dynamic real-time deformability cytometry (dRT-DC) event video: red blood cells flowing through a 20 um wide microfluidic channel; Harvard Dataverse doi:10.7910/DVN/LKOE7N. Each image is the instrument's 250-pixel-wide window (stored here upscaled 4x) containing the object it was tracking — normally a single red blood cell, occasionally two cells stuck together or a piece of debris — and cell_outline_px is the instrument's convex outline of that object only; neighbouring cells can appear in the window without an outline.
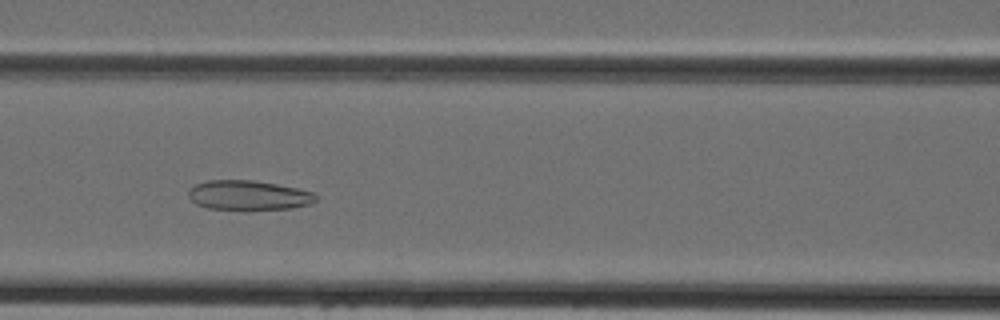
{"species": "Egyptian fruit bat (a non-hibernating species)", "species_latin": "Rousettus aegyptiacus", "temperature_condition": "cold", "stored_images_in_passage": 41, "camera_frame_rate_fps": 3000, "um_per_image_px": 0.085, "animal": {"sex": "female"}, "frame": {"image": 1, "passage_image": 16, "time_ms": 5.0, "image_size_px": [1000, 320], "cell_outline_px": [[316, 200], [312, 204], [292, 208], [208, 208], [196, 204], [188, 196], [188, 192], [196, 184], [208, 180], [252, 180], [276, 184], [296, 188], [312, 192], [316, 196]], "centroid_in_image_um": [21.13, 16.58], "position_along_channel_um": 145.5, "area_um2": 21.39}}
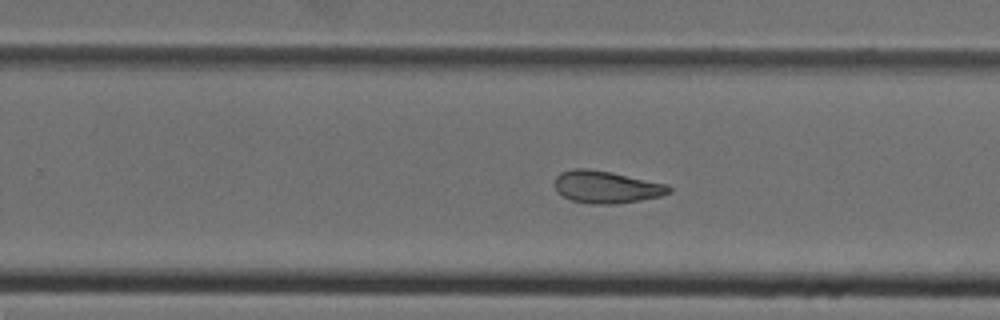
{"frame": {"image": 2, "passage_image": 25, "time_ms": 8.0, "image_size_px": [1000, 320], "cell_outline_px": [[672, 192], [660, 196], [640, 200], [616, 204], [592, 204], [572, 200], [556, 192], [556, 176], [560, 172], [572, 168], [584, 168], [612, 172], [668, 184], [672, 188]], "centroid_in_image_um": [51.56, 15.89], "position_along_channel_um": 278.2, "area_um2": 21.56}}
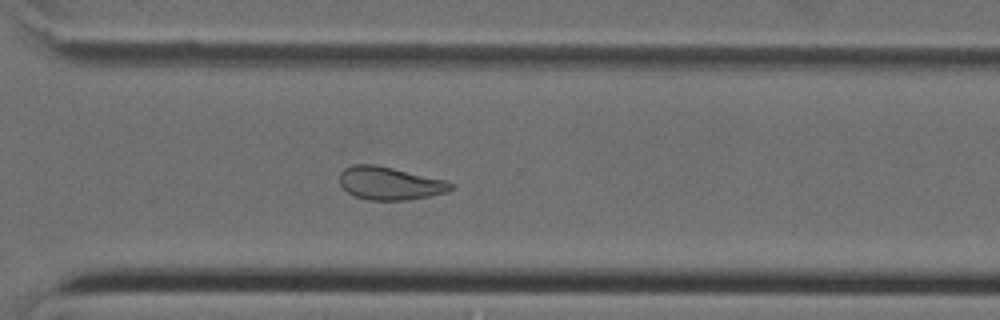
{"frame": {"image": 3, "passage_image": 29, "time_ms": 9.333, "image_size_px": [1000, 320], "cell_outline_px": [[452, 188], [448, 192], [428, 196], [404, 200], [368, 200], [356, 196], [348, 192], [340, 184], [340, 172], [344, 168], [352, 164], [376, 164], [448, 180], [452, 184]], "centroid_in_image_um": [33.13, 15.56], "position_along_channel_um": 337.5, "area_um2": 21.44}}